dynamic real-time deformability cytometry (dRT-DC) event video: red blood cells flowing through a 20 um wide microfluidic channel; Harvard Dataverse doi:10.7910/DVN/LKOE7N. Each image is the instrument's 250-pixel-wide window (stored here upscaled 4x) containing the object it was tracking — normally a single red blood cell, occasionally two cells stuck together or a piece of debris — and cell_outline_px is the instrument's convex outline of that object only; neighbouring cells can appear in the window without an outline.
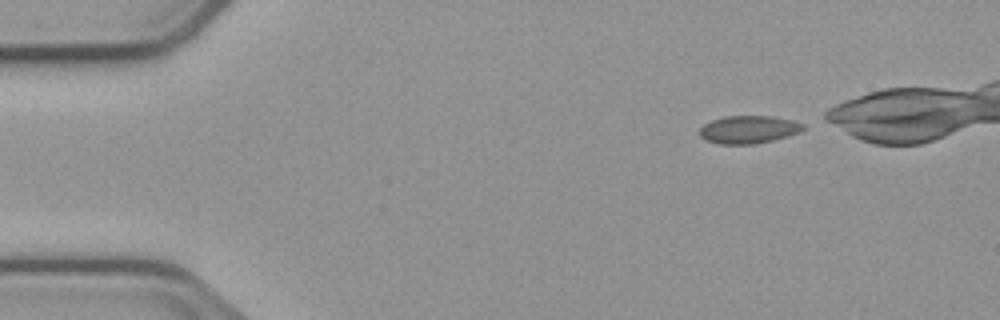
{"species": "common noctule bat (a hibernating species)", "species_latin": "Nyctalus noctula", "temperature_condition": "cold", "stored_images_in_passage": 5, "camera_frame_rate_fps": 3000, "um_per_image_px": 0.085, "animal": {"sex": "male", "body_mass_g": 23.1, "forearm_length_mm": 52.7}, "frame": {"image": 1, "passage_image": 1, "time_ms": 0.0, "image_size_px": [1000, 320], "cell_outline_px": [[808, 128], [800, 132], [788, 136], [756, 144], [716, 144], [704, 140], [700, 136], [700, 128], [704, 124], [712, 120], [724, 116], [772, 116], [792, 120], [804, 124]], "centroid_in_image_um": [63.64, 11.01], "position_along_channel_um": 21.4, "area_um2": 16.99}}
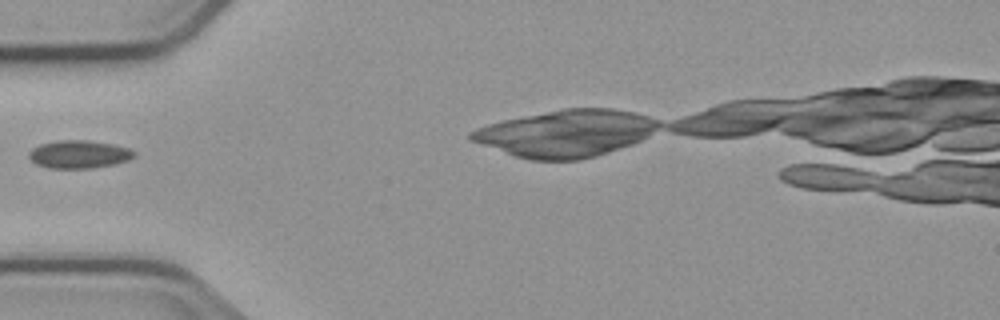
{"frame": {"image": 2, "passage_image": 4, "time_ms": 3.667, "image_size_px": [1000, 320], "cell_outline_px": [[136, 156], [128, 160], [116, 164], [92, 168], [48, 168], [36, 164], [28, 156], [28, 152], [32, 148], [40, 144], [56, 140], [88, 140], [112, 144], [128, 148], [136, 152]], "centroid_in_image_um": [6.71, 13.11], "position_along_channel_um": 78.3, "area_um2": 17.28}}